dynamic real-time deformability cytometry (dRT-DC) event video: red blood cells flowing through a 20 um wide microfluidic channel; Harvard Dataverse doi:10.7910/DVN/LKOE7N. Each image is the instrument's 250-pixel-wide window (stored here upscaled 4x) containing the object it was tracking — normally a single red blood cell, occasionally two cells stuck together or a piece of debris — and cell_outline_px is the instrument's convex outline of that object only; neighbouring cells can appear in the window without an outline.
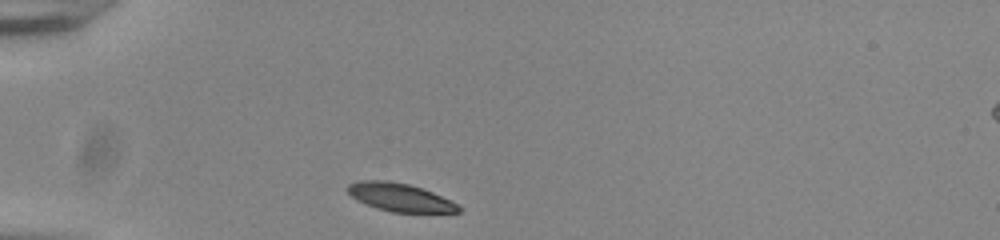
{"species": "common noctule bat (a hibernating species)", "species_latin": "Nyctalus noctula", "temperature_condition": "room temperature", "stored_images_in_passage": 31, "camera_frame_rate_fps": 3000, "um_per_image_px": 0.085, "animal": {"sex": "male", "body_mass_g": 20.0, "forearm_length_mm": 53.3}, "frame": {"image": 1, "passage_image": 1, "time_ms": 0.0, "image_size_px": [1000, 240], "cell_outline_px": [[464, 208], [460, 212], [392, 212], [376, 208], [364, 204], [356, 200], [344, 188], [348, 184], [360, 180], [388, 180], [408, 184], [432, 192]], "centroid_in_image_um": [33.93, 16.77], "position_along_channel_um": 51.1, "area_um2": 18.15}}
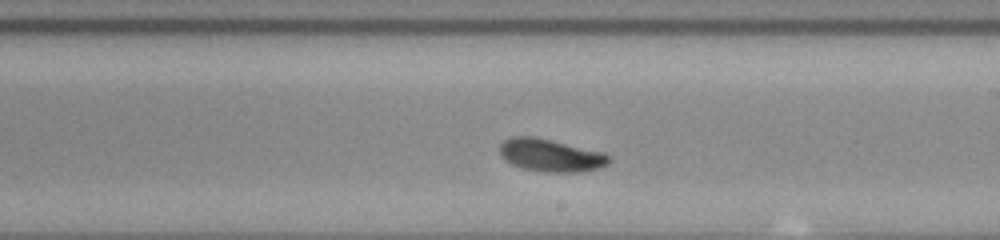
{"frame": {"image": 2, "passage_image": 18, "time_ms": 5.667, "image_size_px": [1000, 240], "cell_outline_px": [[608, 164], [600, 168], [580, 172], [540, 172], [524, 168], [512, 164], [504, 160], [500, 156], [500, 144], [504, 140], [512, 136], [536, 136], [604, 152], [608, 156]], "centroid_in_image_um": [46.78, 13.19], "position_along_channel_um": 242.2, "area_um2": 20.98}}
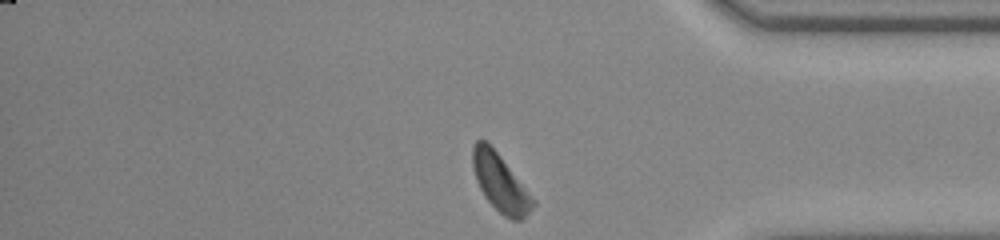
{"frame": {"image": 3, "passage_image": 31, "time_ms": 10.0, "image_size_px": [1000, 240], "cell_outline_px": [[536, 204], [520, 220], [512, 220], [504, 216], [484, 196], [476, 180], [472, 168], [472, 148], [476, 140], [484, 140], [500, 156], [536, 200]], "centroid_in_image_um": [42.52, 15.54], "position_along_channel_um": 392.7, "area_um2": 19.83}, "authors_computed_cell_mechanics": {"area_um2": 20.3456, "velocity_mm_per_s": 3.8082, "shape_relaxation_time_tau1_ms": 1.5727, "shape_relaxation_time_tau2_ms": null, "deformation_change_tau1": 0.0782, "deformation_change_tau2": null}}